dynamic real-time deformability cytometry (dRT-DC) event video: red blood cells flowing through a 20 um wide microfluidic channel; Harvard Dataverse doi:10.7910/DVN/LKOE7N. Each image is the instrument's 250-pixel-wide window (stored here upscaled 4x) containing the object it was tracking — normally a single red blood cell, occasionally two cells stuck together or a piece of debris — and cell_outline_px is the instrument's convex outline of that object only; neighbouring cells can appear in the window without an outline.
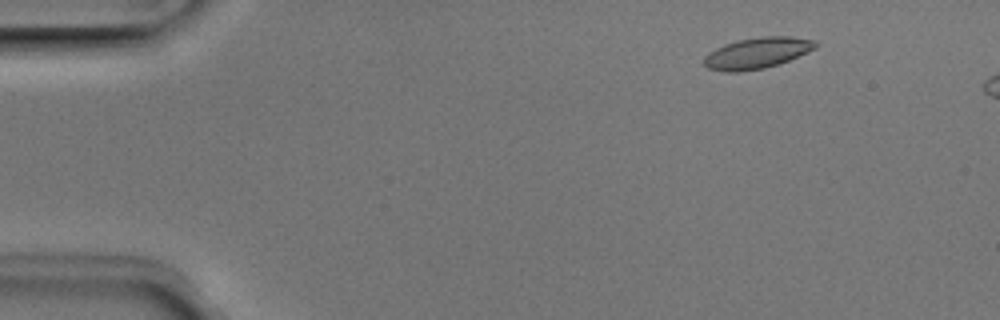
{"species": "Egyptian fruit bat (a non-hibernating species)", "species_latin": "Rousettus aegyptiacus", "temperature_condition": "room temperature", "stored_images_in_passage": 49, "camera_frame_rate_fps": 3000, "um_per_image_px": 0.085, "animal": {"sex": "male"}, "frame": {"image": 1, "passage_image": 6, "time_ms": 1.667, "image_size_px": [1000, 320], "cell_outline_px": [[820, 44], [816, 48], [808, 52], [788, 60], [764, 68], [740, 72], [724, 72], [708, 68], [704, 64], [704, 56], [708, 52], [724, 44], [736, 40], [760, 36], [788, 36], [816, 40]], "centroid_in_image_um": [64.35, 4.5], "position_along_channel_um": 20.6, "area_um2": 20.35}}
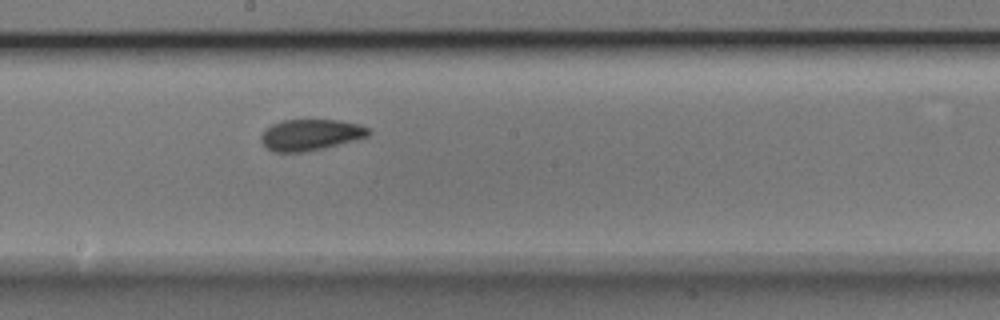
{"frame": {"image": 2, "passage_image": 28, "time_ms": 9.0, "image_size_px": [1000, 320], "cell_outline_px": [[372, 132], [368, 136], [356, 140], [304, 152], [272, 152], [260, 140], [260, 136], [264, 128], [280, 120], [340, 120], [360, 124], [372, 128]], "centroid_in_image_um": [26.41, 11.44], "position_along_channel_um": 221.8, "area_um2": 19.77}}
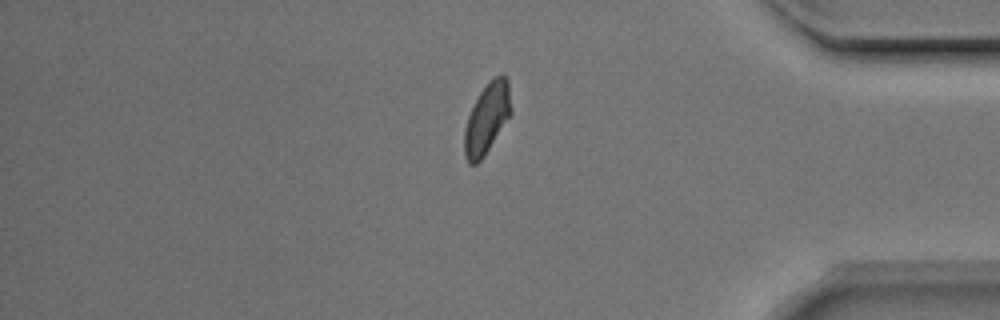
{"frame": {"image": 3, "passage_image": 43, "time_ms": 14.0, "image_size_px": [1000, 320], "cell_outline_px": [[512, 112], [480, 160], [476, 164], [468, 164], [464, 156], [464, 128], [468, 116], [480, 92], [488, 80], [492, 76], [500, 72], [508, 80], [512, 108]], "centroid_in_image_um": [41.39, 10.0], "position_along_channel_um": 393.8, "area_um2": 19.07}}